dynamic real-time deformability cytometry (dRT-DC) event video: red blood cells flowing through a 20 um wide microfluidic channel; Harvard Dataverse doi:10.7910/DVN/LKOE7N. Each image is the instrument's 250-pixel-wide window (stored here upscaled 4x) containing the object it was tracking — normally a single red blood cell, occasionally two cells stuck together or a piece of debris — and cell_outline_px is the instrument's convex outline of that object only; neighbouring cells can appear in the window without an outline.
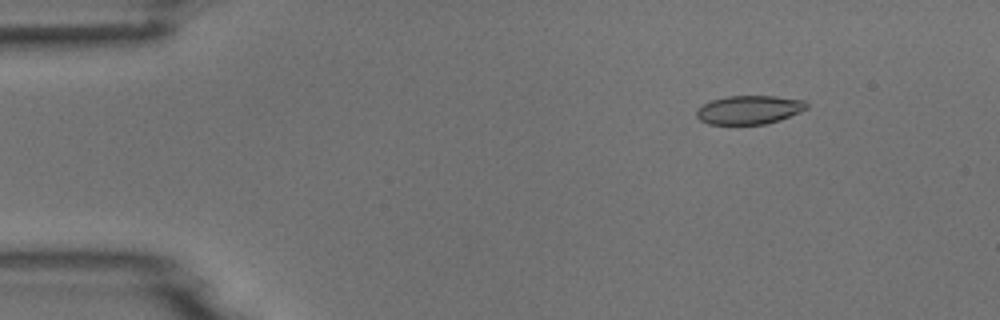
{"species": "common noctule bat (a hibernating species)", "species_latin": "Nyctalus noctula", "temperature_condition": "room temperature", "stored_images_in_passage": 7, "camera_frame_rate_fps": 3000, "um_per_image_px": 0.085, "animal": {"sex": "male", "body_mass_g": 18.8}, "frame": {"image": 1, "passage_image": 3, "time_ms": 2.0, "image_size_px": [1000, 320], "cell_outline_px": [[808, 108], [800, 112], [780, 120], [764, 124], [708, 124], [700, 120], [696, 116], [696, 108], [712, 100], [728, 96], [776, 96], [804, 100], [808, 104]], "centroid_in_image_um": [63.68, 9.33], "position_along_channel_um": 21.3, "area_um2": 18.44}}
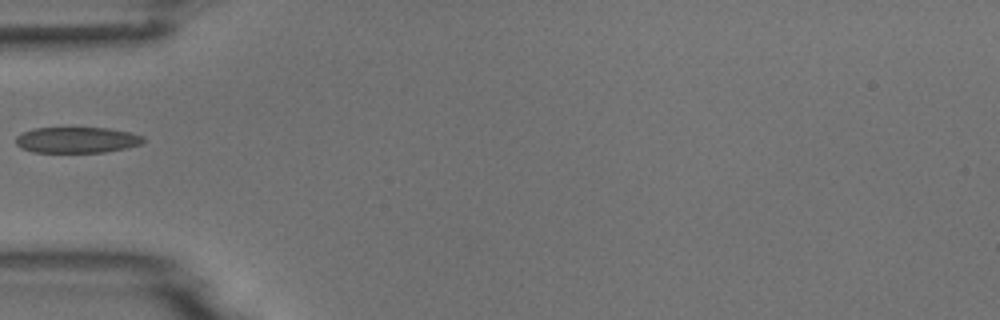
{"frame": {"image": 2, "passage_image": 6, "time_ms": 5.667, "image_size_px": [1000, 320], "cell_outline_px": [[144, 140], [140, 144], [124, 148], [104, 152], [32, 152], [20, 148], [16, 144], [16, 136], [24, 132], [36, 128], [108, 128], [128, 132], [144, 136]], "centroid_in_image_um": [6.5, 11.9], "position_along_channel_um": 78.5, "area_um2": 19.07}}